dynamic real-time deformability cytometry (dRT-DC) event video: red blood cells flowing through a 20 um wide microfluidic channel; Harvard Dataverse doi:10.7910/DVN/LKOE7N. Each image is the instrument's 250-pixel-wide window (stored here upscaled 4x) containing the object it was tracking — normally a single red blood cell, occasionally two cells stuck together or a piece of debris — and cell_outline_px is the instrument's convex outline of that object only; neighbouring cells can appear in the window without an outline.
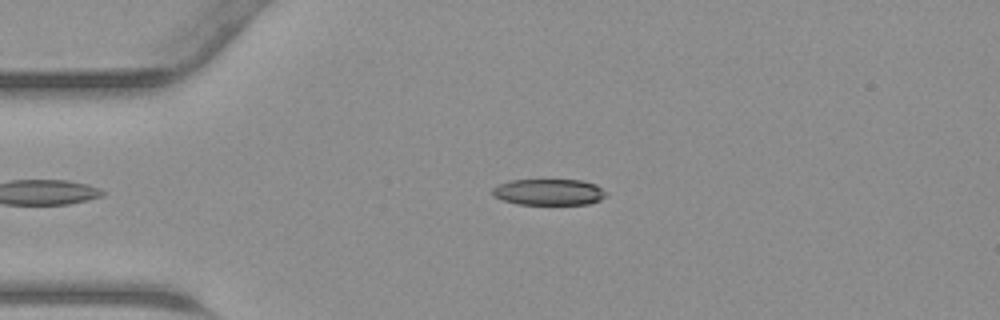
{"species": "common noctule bat (a hibernating species)", "species_latin": "Nyctalus noctula", "temperature_condition": "warm", "stored_images_in_passage": 37, "camera_frame_rate_fps": 3000, "um_per_image_px": 0.085, "animal": {"sex": "male", "body_mass_g": 23.1, "forearm_length_mm": 52.7}, "frame": {"image": 1, "passage_image": 7, "time_ms": 2.0, "image_size_px": [1000, 320], "cell_outline_px": [[608, 192], [600, 200], [588, 204], [516, 204], [492, 196], [492, 188], [500, 184], [512, 180], [584, 180], [596, 184]], "centroid_in_image_um": [46.67, 16.32], "position_along_channel_um": 38.3, "area_um2": 17.4}}
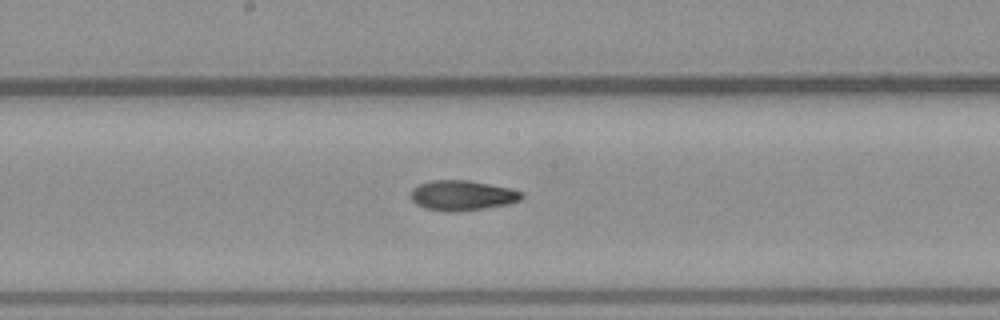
{"frame": {"image": 2, "passage_image": 20, "time_ms": 6.333, "image_size_px": [1000, 320], "cell_outline_px": [[524, 196], [520, 200], [508, 204], [484, 208], [456, 212], [444, 212], [424, 208], [416, 204], [412, 200], [412, 188], [420, 184], [432, 180], [468, 180], [512, 188], [524, 192]], "centroid_in_image_um": [39.31, 16.61], "position_along_channel_um": 208.9, "area_um2": 19.59}}
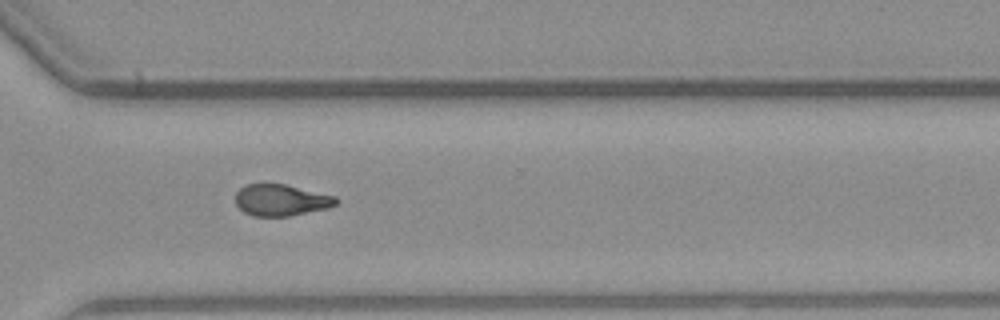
{"frame": {"image": 3, "passage_image": 29, "time_ms": 9.333, "image_size_px": [1000, 320], "cell_outline_px": [[340, 200], [336, 204], [328, 208], [288, 216], [252, 216], [244, 212], [236, 204], [236, 192], [244, 184], [284, 184], [336, 196]], "centroid_in_image_um": [23.89, 17.01], "position_along_channel_um": 346.7, "area_um2": 18.44}}